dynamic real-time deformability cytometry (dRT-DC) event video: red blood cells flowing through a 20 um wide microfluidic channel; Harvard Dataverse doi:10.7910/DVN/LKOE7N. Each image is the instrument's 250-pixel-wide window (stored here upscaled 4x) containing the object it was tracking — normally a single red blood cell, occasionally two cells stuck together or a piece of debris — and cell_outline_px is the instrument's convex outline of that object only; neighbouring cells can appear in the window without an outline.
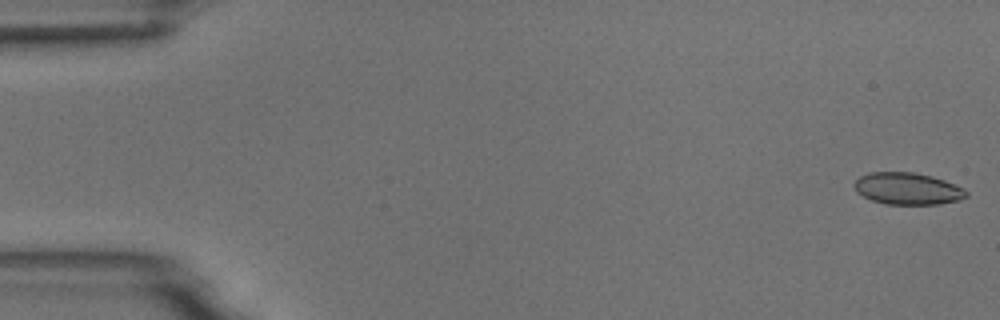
{"species": "common noctule bat (a hibernating species)", "species_latin": "Nyctalus noctula", "temperature_condition": "room temperature", "stored_images_in_passage": 55, "camera_frame_rate_fps": 3000, "um_per_image_px": 0.085, "animal": {"sex": "male", "body_mass_g": 18.8}, "frame": {"image": 1, "passage_image": 1, "time_ms": 0.0, "image_size_px": [1000, 320], "cell_outline_px": [[968, 196], [960, 200], [940, 204], [884, 204], [872, 200], [856, 192], [852, 184], [860, 176], [868, 172], [912, 172], [932, 176], [944, 180], [964, 188], [968, 192]], "centroid_in_image_um": [77.14, 16.03], "position_along_channel_um": 7.9, "area_um2": 20.98}}
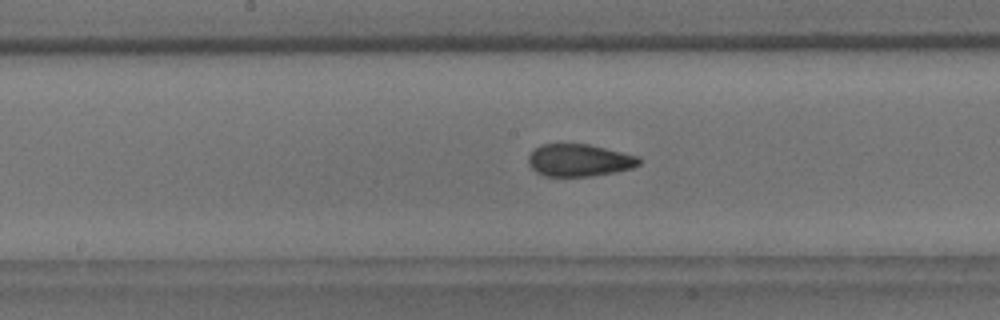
{"frame": {"image": 2, "passage_image": 28, "time_ms": 9.0, "image_size_px": [1000, 320], "cell_outline_px": [[640, 164], [632, 168], [616, 172], [592, 176], [544, 176], [536, 172], [528, 164], [528, 156], [540, 144], [588, 144], [640, 156]], "centroid_in_image_um": [49.24, 13.62], "position_along_channel_um": 199.0, "area_um2": 20.92}}
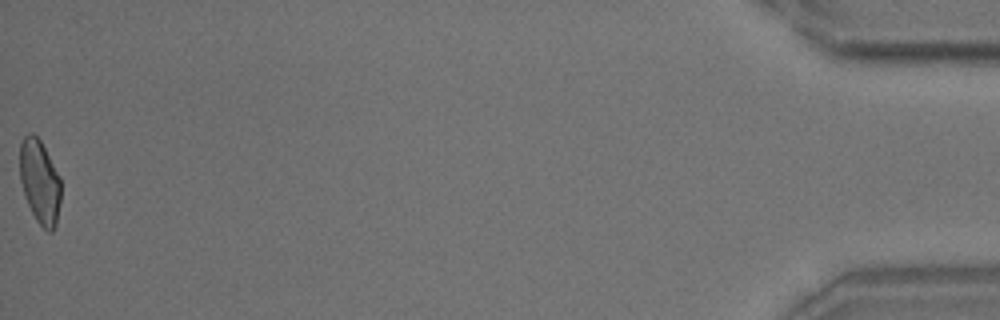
{"frame": {"image": 3, "passage_image": 55, "time_ms": 18.0, "image_size_px": [1000, 320], "cell_outline_px": [[60, 200], [56, 224], [52, 232], [48, 232], [36, 220], [28, 204], [20, 180], [20, 144], [24, 136], [28, 132], [32, 132], [40, 140], [60, 176]], "centroid_in_image_um": [3.38, 15.43], "position_along_channel_um": 431.8, "area_um2": 19.94}, "authors_computed_cell_mechanics": {"area_um2": 21.097, "velocity_mm_per_s": 3.6833, "shape_relaxation_time_tau1_ms": 5.2195, "shape_relaxation_time_tau2_ms": 1.5287, "deformation_change_tau1": 0.1295, "deformation_change_tau2": 0.0726}}